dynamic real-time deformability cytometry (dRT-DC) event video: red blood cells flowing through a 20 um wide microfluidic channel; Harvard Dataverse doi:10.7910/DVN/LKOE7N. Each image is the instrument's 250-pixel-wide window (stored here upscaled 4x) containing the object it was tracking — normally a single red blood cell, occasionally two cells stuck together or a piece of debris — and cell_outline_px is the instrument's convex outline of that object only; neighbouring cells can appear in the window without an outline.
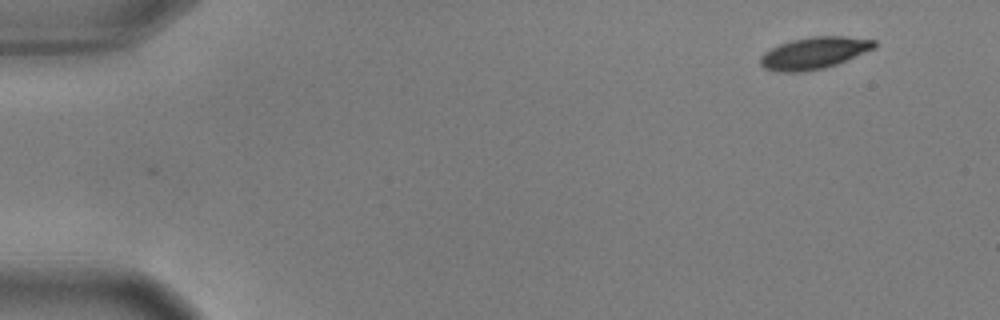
{"species": "common noctule bat (a hibernating species)", "species_latin": "Nyctalus noctula", "temperature_condition": "warm", "stored_images_in_passage": 42, "camera_frame_rate_fps": 3000, "um_per_image_px": 0.085, "animal": {"sex": "male", "body_mass_g": 17.9, "forearm_length_mm": 54.2}, "frame": {"image": 1, "passage_image": 1, "time_ms": 0.0, "image_size_px": [1000, 320], "cell_outline_px": [[876, 44], [872, 48], [836, 64], [824, 68], [800, 72], [784, 72], [764, 68], [760, 64], [760, 56], [764, 52], [780, 44], [792, 40], [812, 36], [844, 36], [876, 40]], "centroid_in_image_um": [69.15, 4.5], "position_along_channel_um": 15.8, "area_um2": 20.75}}
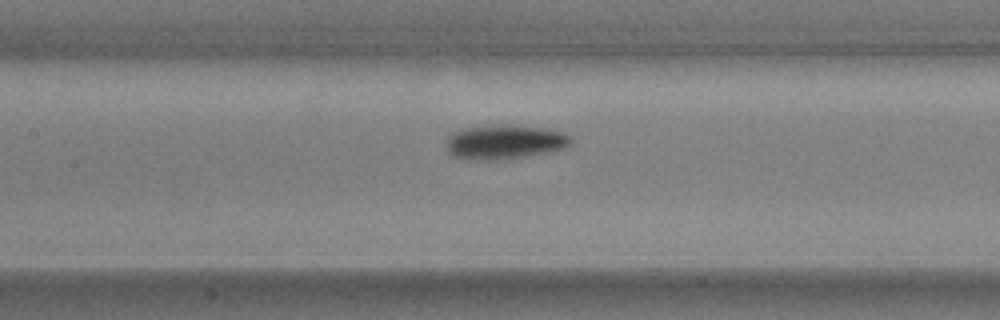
{"frame": {"image": 2, "passage_image": 23, "time_ms": 7.333, "image_size_px": [1000, 320], "cell_outline_px": [[572, 144], [568, 148], [552, 152], [508, 160], [464, 160], [452, 156], [448, 152], [448, 136], [460, 128], [488, 124], [508, 124], [548, 128], [564, 132], [572, 140]], "centroid_in_image_um": [42.93, 12.07], "position_along_channel_um": 164.5, "area_um2": 26.01}}
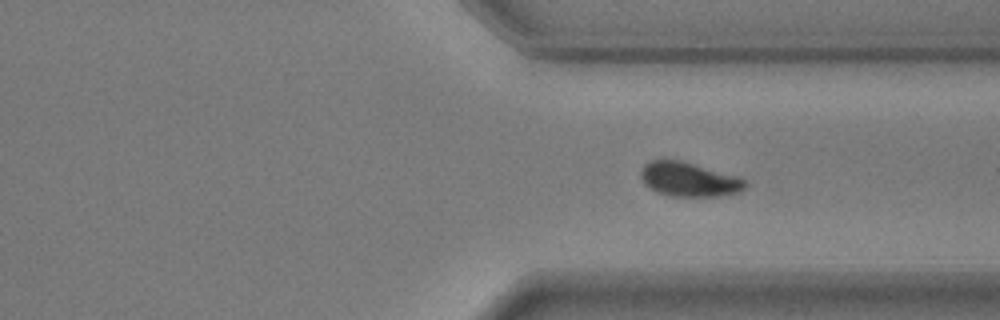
{"frame": {"image": 3, "passage_image": 42, "time_ms": 13.667, "image_size_px": [1000, 320], "cell_outline_px": [[748, 184], [740, 192], [716, 196], [672, 196], [656, 192], [644, 184], [640, 176], [640, 172], [644, 164], [652, 160], [680, 160], [740, 176]], "centroid_in_image_um": [58.57, 15.24], "position_along_channel_um": 352.8, "area_um2": 20.92}}